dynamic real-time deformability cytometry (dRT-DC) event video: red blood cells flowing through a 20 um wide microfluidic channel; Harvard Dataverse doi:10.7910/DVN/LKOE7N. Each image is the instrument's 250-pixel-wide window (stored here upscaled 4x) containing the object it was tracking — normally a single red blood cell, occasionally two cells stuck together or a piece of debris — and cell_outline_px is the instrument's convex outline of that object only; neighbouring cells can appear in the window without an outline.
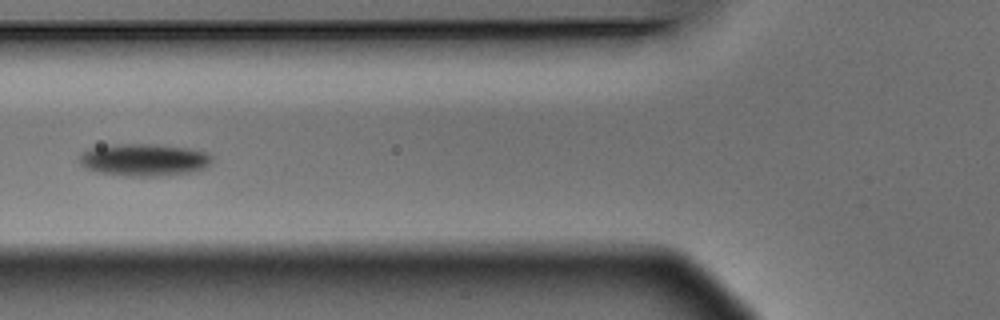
{"species": "Egyptian fruit bat (a non-hibernating species)", "species_latin": "Rousettus aegyptiacus", "temperature_condition": "warm", "stored_images_in_passage": 6, "camera_frame_rate_fps": 3000, "um_per_image_px": 0.085, "animal": {"sex": "male"}, "frame": {"image": 1, "passage_image": 6, "time_ms": 1.667, "image_size_px": [1000, 320], "cell_outline_px": [[212, 160], [204, 168], [188, 172], [160, 176], [124, 176], [96, 172], [84, 168], [76, 160], [88, 148], [120, 144], [152, 144], [188, 148], [208, 152], [212, 156]], "centroid_in_image_um": [12.19, 13.59], "position_along_channel_um": 113.6, "area_um2": 25.03}}